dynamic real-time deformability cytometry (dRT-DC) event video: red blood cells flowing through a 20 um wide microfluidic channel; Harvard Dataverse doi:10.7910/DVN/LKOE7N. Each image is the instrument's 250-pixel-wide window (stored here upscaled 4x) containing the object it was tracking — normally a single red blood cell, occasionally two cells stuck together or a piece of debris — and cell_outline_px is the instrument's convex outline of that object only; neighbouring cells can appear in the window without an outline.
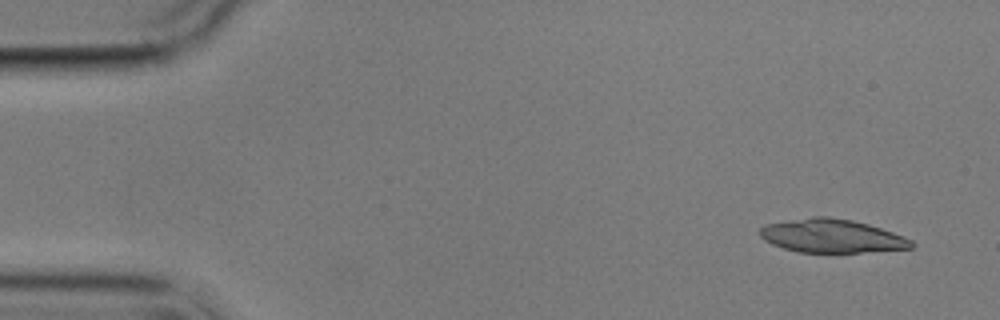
{"species": "common noctule bat (a hibernating species)", "species_latin": "Nyctalus noctula", "temperature_condition": "cold", "stored_images_in_passage": 6, "camera_frame_rate_fps": 3000, "um_per_image_px": 0.085, "animal": {"sex": "male", "body_mass_g": 17.9}, "frame": {"image": 1, "passage_image": 1, "time_ms": 0.0, "image_size_px": [1000, 320], "cell_outline_px": [[916, 244], [912, 248], [860, 252], [800, 252], [784, 248], [772, 244], [764, 240], [760, 236], [760, 228], [764, 224], [812, 216], [828, 216], [852, 220], [868, 224], [904, 236], [912, 240]], "centroid_in_image_um": [70.69, 20.04], "position_along_channel_um": 14.3, "area_um2": 29.54}}